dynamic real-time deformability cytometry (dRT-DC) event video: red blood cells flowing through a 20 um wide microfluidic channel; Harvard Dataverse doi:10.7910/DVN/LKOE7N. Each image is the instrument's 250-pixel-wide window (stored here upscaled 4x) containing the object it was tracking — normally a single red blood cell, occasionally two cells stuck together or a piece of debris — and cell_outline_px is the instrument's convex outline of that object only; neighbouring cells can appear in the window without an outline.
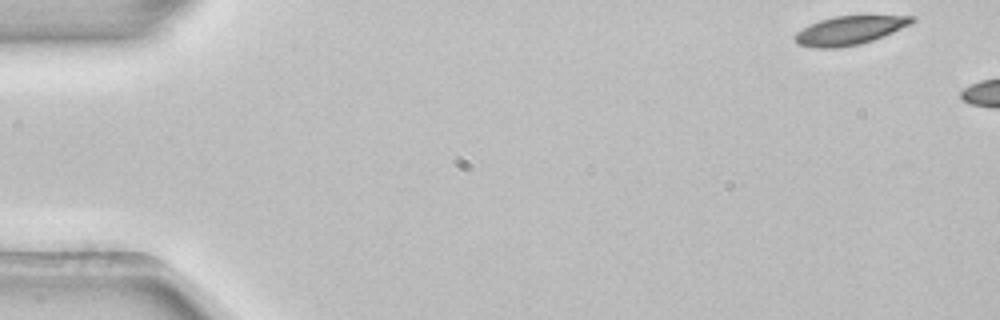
{"species": "common noctule bat (a hibernating species)", "species_latin": "Nyctalus noctula", "temperature_condition": "room temperature", "stored_images_in_passage": 2, "camera_frame_rate_fps": 3000, "um_per_image_px": 0.085, "animal": {"sex": "female", "body_mass_g": 22.7, "forearm_length_mm": 54.2}, "frame": {"image": 1, "passage_image": 1, "time_ms": 0.0, "image_size_px": [1000, 320], "cell_outline_px": [[916, 20], [912, 24], [884, 36], [860, 44], [840, 48], [812, 48], [796, 44], [792, 36], [796, 32], [820, 20], [836, 16], [916, 16]], "centroid_in_image_um": [72.2, 2.6], "position_along_channel_um": 12.8, "area_um2": 19.65}}